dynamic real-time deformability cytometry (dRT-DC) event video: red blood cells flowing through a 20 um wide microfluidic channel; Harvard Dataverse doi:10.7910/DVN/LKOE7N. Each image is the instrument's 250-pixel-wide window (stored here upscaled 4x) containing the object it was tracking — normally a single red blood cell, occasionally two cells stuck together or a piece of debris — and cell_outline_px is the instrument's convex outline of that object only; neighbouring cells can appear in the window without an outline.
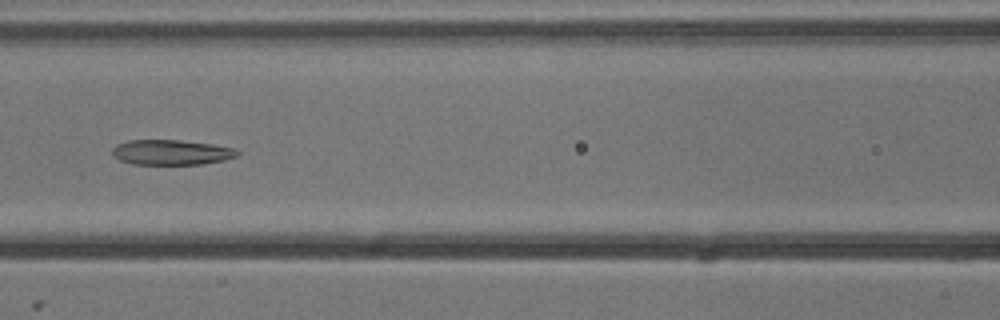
{"species": "common noctule bat (a hibernating species)", "species_latin": "Nyctalus noctula", "temperature_condition": "cold", "stored_images_in_passage": 12, "camera_frame_rate_fps": 3000, "um_per_image_px": 0.085, "animal": {"sex": "male", "body_mass_g": 13.3}, "frame": {"image": 1, "passage_image": 9, "time_ms": 2.667, "image_size_px": [1000, 320], "cell_outline_px": [[240, 156], [224, 160], [200, 164], [132, 164], [120, 160], [112, 156], [112, 148], [116, 144], [128, 140], [180, 140], [212, 144], [236, 148], [240, 152]], "centroid_in_image_um": [14.57, 12.94], "position_along_channel_um": 152.0, "area_um2": 18.5}}
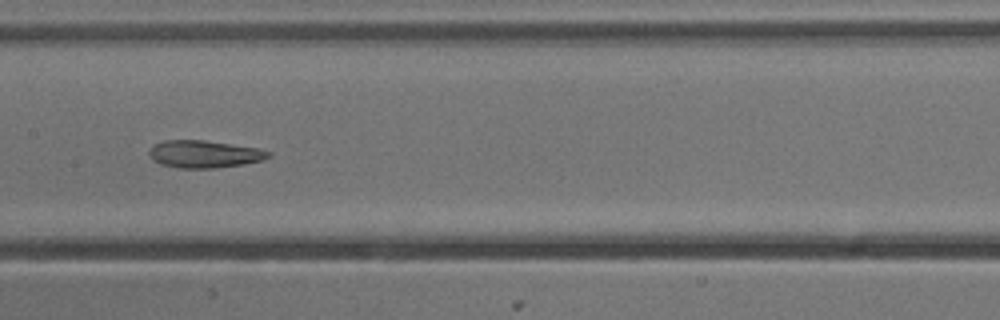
{"frame": {"image": 2, "passage_image": 10, "time_ms": 3.0, "image_size_px": [1000, 320], "cell_outline_px": [[272, 156], [264, 160], [244, 164], [216, 168], [180, 168], [160, 164], [152, 160], [148, 156], [148, 152], [156, 144], [164, 140], [204, 140], [256, 148], [272, 152]], "centroid_in_image_um": [17.37, 13.11], "position_along_channel_um": 190.0, "area_um2": 19.07}}
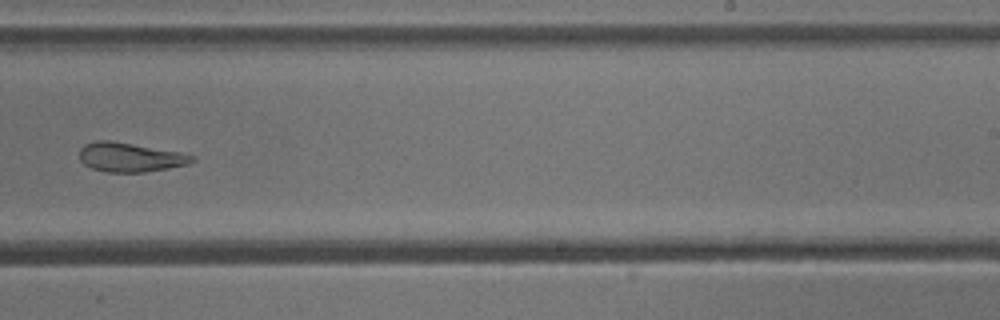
{"frame": {"image": 3, "passage_image": 12, "time_ms": 3.667, "image_size_px": [1000, 320], "cell_outline_px": [[196, 160], [188, 164], [168, 168], [144, 172], [108, 172], [92, 168], [84, 164], [80, 160], [80, 148], [84, 144], [96, 140], [108, 140], [180, 152], [196, 156]], "centroid_in_image_um": [11.06, 13.36], "position_along_channel_um": 277.9, "area_um2": 19.07}}